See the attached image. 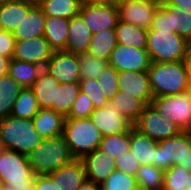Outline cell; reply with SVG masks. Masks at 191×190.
Listing matches in <instances>:
<instances>
[{
	"label": "cell",
	"mask_w": 191,
	"mask_h": 190,
	"mask_svg": "<svg viewBox=\"0 0 191 190\" xmlns=\"http://www.w3.org/2000/svg\"><path fill=\"white\" fill-rule=\"evenodd\" d=\"M148 72L150 89L154 98L177 95L191 89L186 61L151 62Z\"/></svg>",
	"instance_id": "obj_1"
},
{
	"label": "cell",
	"mask_w": 191,
	"mask_h": 190,
	"mask_svg": "<svg viewBox=\"0 0 191 190\" xmlns=\"http://www.w3.org/2000/svg\"><path fill=\"white\" fill-rule=\"evenodd\" d=\"M44 138L35 130L32 119L7 116L0 119V147L27 156Z\"/></svg>",
	"instance_id": "obj_2"
},
{
	"label": "cell",
	"mask_w": 191,
	"mask_h": 190,
	"mask_svg": "<svg viewBox=\"0 0 191 190\" xmlns=\"http://www.w3.org/2000/svg\"><path fill=\"white\" fill-rule=\"evenodd\" d=\"M27 158L36 175L49 174L75 159L63 135L44 139Z\"/></svg>",
	"instance_id": "obj_3"
},
{
	"label": "cell",
	"mask_w": 191,
	"mask_h": 190,
	"mask_svg": "<svg viewBox=\"0 0 191 190\" xmlns=\"http://www.w3.org/2000/svg\"><path fill=\"white\" fill-rule=\"evenodd\" d=\"M63 137L72 155L81 159L84 155L99 148L103 135L89 118H65Z\"/></svg>",
	"instance_id": "obj_4"
},
{
	"label": "cell",
	"mask_w": 191,
	"mask_h": 190,
	"mask_svg": "<svg viewBox=\"0 0 191 190\" xmlns=\"http://www.w3.org/2000/svg\"><path fill=\"white\" fill-rule=\"evenodd\" d=\"M147 52L151 62L170 63L186 61L189 48L187 40L177 33L148 29Z\"/></svg>",
	"instance_id": "obj_5"
},
{
	"label": "cell",
	"mask_w": 191,
	"mask_h": 190,
	"mask_svg": "<svg viewBox=\"0 0 191 190\" xmlns=\"http://www.w3.org/2000/svg\"><path fill=\"white\" fill-rule=\"evenodd\" d=\"M174 165L191 171V142L185 131L158 141L156 167L166 171Z\"/></svg>",
	"instance_id": "obj_6"
},
{
	"label": "cell",
	"mask_w": 191,
	"mask_h": 190,
	"mask_svg": "<svg viewBox=\"0 0 191 190\" xmlns=\"http://www.w3.org/2000/svg\"><path fill=\"white\" fill-rule=\"evenodd\" d=\"M150 105L183 131L191 125V89L177 95L155 97Z\"/></svg>",
	"instance_id": "obj_7"
},
{
	"label": "cell",
	"mask_w": 191,
	"mask_h": 190,
	"mask_svg": "<svg viewBox=\"0 0 191 190\" xmlns=\"http://www.w3.org/2000/svg\"><path fill=\"white\" fill-rule=\"evenodd\" d=\"M133 126L141 134L156 141L172 138L183 131L174 122L159 115L150 104L145 106Z\"/></svg>",
	"instance_id": "obj_8"
},
{
	"label": "cell",
	"mask_w": 191,
	"mask_h": 190,
	"mask_svg": "<svg viewBox=\"0 0 191 190\" xmlns=\"http://www.w3.org/2000/svg\"><path fill=\"white\" fill-rule=\"evenodd\" d=\"M27 156L0 147V180L3 183L35 182Z\"/></svg>",
	"instance_id": "obj_9"
},
{
	"label": "cell",
	"mask_w": 191,
	"mask_h": 190,
	"mask_svg": "<svg viewBox=\"0 0 191 190\" xmlns=\"http://www.w3.org/2000/svg\"><path fill=\"white\" fill-rule=\"evenodd\" d=\"M160 5L156 0H120L116 6L119 20L149 29Z\"/></svg>",
	"instance_id": "obj_10"
},
{
	"label": "cell",
	"mask_w": 191,
	"mask_h": 190,
	"mask_svg": "<svg viewBox=\"0 0 191 190\" xmlns=\"http://www.w3.org/2000/svg\"><path fill=\"white\" fill-rule=\"evenodd\" d=\"M116 71H148L151 59L146 49L117 44L108 60Z\"/></svg>",
	"instance_id": "obj_11"
},
{
	"label": "cell",
	"mask_w": 191,
	"mask_h": 190,
	"mask_svg": "<svg viewBox=\"0 0 191 190\" xmlns=\"http://www.w3.org/2000/svg\"><path fill=\"white\" fill-rule=\"evenodd\" d=\"M44 69L60 84L79 83L81 80L78 54L65 50L54 51Z\"/></svg>",
	"instance_id": "obj_12"
},
{
	"label": "cell",
	"mask_w": 191,
	"mask_h": 190,
	"mask_svg": "<svg viewBox=\"0 0 191 190\" xmlns=\"http://www.w3.org/2000/svg\"><path fill=\"white\" fill-rule=\"evenodd\" d=\"M79 15L83 18L92 34L106 29H115L119 16L116 5H93L82 3Z\"/></svg>",
	"instance_id": "obj_13"
},
{
	"label": "cell",
	"mask_w": 191,
	"mask_h": 190,
	"mask_svg": "<svg viewBox=\"0 0 191 190\" xmlns=\"http://www.w3.org/2000/svg\"><path fill=\"white\" fill-rule=\"evenodd\" d=\"M90 119L103 137L125 133L133 127V123L124 117L118 108L110 102L103 108L94 109Z\"/></svg>",
	"instance_id": "obj_14"
},
{
	"label": "cell",
	"mask_w": 191,
	"mask_h": 190,
	"mask_svg": "<svg viewBox=\"0 0 191 190\" xmlns=\"http://www.w3.org/2000/svg\"><path fill=\"white\" fill-rule=\"evenodd\" d=\"M53 52L54 50L50 47V44L44 36L25 40H15L12 59L38 64L45 68Z\"/></svg>",
	"instance_id": "obj_15"
},
{
	"label": "cell",
	"mask_w": 191,
	"mask_h": 190,
	"mask_svg": "<svg viewBox=\"0 0 191 190\" xmlns=\"http://www.w3.org/2000/svg\"><path fill=\"white\" fill-rule=\"evenodd\" d=\"M118 87L120 91L140 99L145 105H149L154 98L148 71L118 72Z\"/></svg>",
	"instance_id": "obj_16"
},
{
	"label": "cell",
	"mask_w": 191,
	"mask_h": 190,
	"mask_svg": "<svg viewBox=\"0 0 191 190\" xmlns=\"http://www.w3.org/2000/svg\"><path fill=\"white\" fill-rule=\"evenodd\" d=\"M87 180L101 184L116 170L115 161L102 150L97 148L81 158Z\"/></svg>",
	"instance_id": "obj_17"
},
{
	"label": "cell",
	"mask_w": 191,
	"mask_h": 190,
	"mask_svg": "<svg viewBox=\"0 0 191 190\" xmlns=\"http://www.w3.org/2000/svg\"><path fill=\"white\" fill-rule=\"evenodd\" d=\"M59 190H77L87 179L81 159H74L60 169L47 174Z\"/></svg>",
	"instance_id": "obj_18"
},
{
	"label": "cell",
	"mask_w": 191,
	"mask_h": 190,
	"mask_svg": "<svg viewBox=\"0 0 191 190\" xmlns=\"http://www.w3.org/2000/svg\"><path fill=\"white\" fill-rule=\"evenodd\" d=\"M92 33L80 15L70 19L65 51L80 54L88 52Z\"/></svg>",
	"instance_id": "obj_19"
},
{
	"label": "cell",
	"mask_w": 191,
	"mask_h": 190,
	"mask_svg": "<svg viewBox=\"0 0 191 190\" xmlns=\"http://www.w3.org/2000/svg\"><path fill=\"white\" fill-rule=\"evenodd\" d=\"M46 16L39 6H34L24 16L21 23L14 28L12 35L15 40H25L44 36Z\"/></svg>",
	"instance_id": "obj_20"
},
{
	"label": "cell",
	"mask_w": 191,
	"mask_h": 190,
	"mask_svg": "<svg viewBox=\"0 0 191 190\" xmlns=\"http://www.w3.org/2000/svg\"><path fill=\"white\" fill-rule=\"evenodd\" d=\"M65 117L53 109H40L32 118L35 130L44 138L63 135Z\"/></svg>",
	"instance_id": "obj_21"
},
{
	"label": "cell",
	"mask_w": 191,
	"mask_h": 190,
	"mask_svg": "<svg viewBox=\"0 0 191 190\" xmlns=\"http://www.w3.org/2000/svg\"><path fill=\"white\" fill-rule=\"evenodd\" d=\"M33 7L26 0L0 4V29L12 32Z\"/></svg>",
	"instance_id": "obj_22"
},
{
	"label": "cell",
	"mask_w": 191,
	"mask_h": 190,
	"mask_svg": "<svg viewBox=\"0 0 191 190\" xmlns=\"http://www.w3.org/2000/svg\"><path fill=\"white\" fill-rule=\"evenodd\" d=\"M158 141L141 134L138 130L131 128L130 150L134 153L141 165L156 166V148Z\"/></svg>",
	"instance_id": "obj_23"
},
{
	"label": "cell",
	"mask_w": 191,
	"mask_h": 190,
	"mask_svg": "<svg viewBox=\"0 0 191 190\" xmlns=\"http://www.w3.org/2000/svg\"><path fill=\"white\" fill-rule=\"evenodd\" d=\"M60 83L43 69L31 89L34 91L40 109H53L56 90Z\"/></svg>",
	"instance_id": "obj_24"
},
{
	"label": "cell",
	"mask_w": 191,
	"mask_h": 190,
	"mask_svg": "<svg viewBox=\"0 0 191 190\" xmlns=\"http://www.w3.org/2000/svg\"><path fill=\"white\" fill-rule=\"evenodd\" d=\"M70 19L46 16L44 38L54 51L65 50Z\"/></svg>",
	"instance_id": "obj_25"
},
{
	"label": "cell",
	"mask_w": 191,
	"mask_h": 190,
	"mask_svg": "<svg viewBox=\"0 0 191 190\" xmlns=\"http://www.w3.org/2000/svg\"><path fill=\"white\" fill-rule=\"evenodd\" d=\"M147 31L148 29L143 27L118 20L117 26L115 27L117 44L146 49Z\"/></svg>",
	"instance_id": "obj_26"
},
{
	"label": "cell",
	"mask_w": 191,
	"mask_h": 190,
	"mask_svg": "<svg viewBox=\"0 0 191 190\" xmlns=\"http://www.w3.org/2000/svg\"><path fill=\"white\" fill-rule=\"evenodd\" d=\"M43 69L38 64L11 59L8 75L15 79L23 88H31Z\"/></svg>",
	"instance_id": "obj_27"
},
{
	"label": "cell",
	"mask_w": 191,
	"mask_h": 190,
	"mask_svg": "<svg viewBox=\"0 0 191 190\" xmlns=\"http://www.w3.org/2000/svg\"><path fill=\"white\" fill-rule=\"evenodd\" d=\"M23 87L8 74L0 76V119L11 115L14 103Z\"/></svg>",
	"instance_id": "obj_28"
},
{
	"label": "cell",
	"mask_w": 191,
	"mask_h": 190,
	"mask_svg": "<svg viewBox=\"0 0 191 190\" xmlns=\"http://www.w3.org/2000/svg\"><path fill=\"white\" fill-rule=\"evenodd\" d=\"M117 46L115 29H106L92 34L88 53L94 57L109 60L114 48Z\"/></svg>",
	"instance_id": "obj_29"
},
{
	"label": "cell",
	"mask_w": 191,
	"mask_h": 190,
	"mask_svg": "<svg viewBox=\"0 0 191 190\" xmlns=\"http://www.w3.org/2000/svg\"><path fill=\"white\" fill-rule=\"evenodd\" d=\"M110 103L116 106L122 115L133 124L139 119V116L146 106L140 99L120 90L115 93Z\"/></svg>",
	"instance_id": "obj_30"
},
{
	"label": "cell",
	"mask_w": 191,
	"mask_h": 190,
	"mask_svg": "<svg viewBox=\"0 0 191 190\" xmlns=\"http://www.w3.org/2000/svg\"><path fill=\"white\" fill-rule=\"evenodd\" d=\"M81 4L78 0H47L39 7L45 16L71 19L79 15Z\"/></svg>",
	"instance_id": "obj_31"
},
{
	"label": "cell",
	"mask_w": 191,
	"mask_h": 190,
	"mask_svg": "<svg viewBox=\"0 0 191 190\" xmlns=\"http://www.w3.org/2000/svg\"><path fill=\"white\" fill-rule=\"evenodd\" d=\"M165 170L154 165H140L135 177L143 190H163Z\"/></svg>",
	"instance_id": "obj_32"
},
{
	"label": "cell",
	"mask_w": 191,
	"mask_h": 190,
	"mask_svg": "<svg viewBox=\"0 0 191 190\" xmlns=\"http://www.w3.org/2000/svg\"><path fill=\"white\" fill-rule=\"evenodd\" d=\"M40 110L34 91L31 88H23L18 95L12 116L32 119Z\"/></svg>",
	"instance_id": "obj_33"
},
{
	"label": "cell",
	"mask_w": 191,
	"mask_h": 190,
	"mask_svg": "<svg viewBox=\"0 0 191 190\" xmlns=\"http://www.w3.org/2000/svg\"><path fill=\"white\" fill-rule=\"evenodd\" d=\"M80 93L79 83H64L56 90L55 101L53 102V110L61 113L66 117Z\"/></svg>",
	"instance_id": "obj_34"
},
{
	"label": "cell",
	"mask_w": 191,
	"mask_h": 190,
	"mask_svg": "<svg viewBox=\"0 0 191 190\" xmlns=\"http://www.w3.org/2000/svg\"><path fill=\"white\" fill-rule=\"evenodd\" d=\"M131 129L125 133L104 136L99 149L113 159L130 150Z\"/></svg>",
	"instance_id": "obj_35"
},
{
	"label": "cell",
	"mask_w": 191,
	"mask_h": 190,
	"mask_svg": "<svg viewBox=\"0 0 191 190\" xmlns=\"http://www.w3.org/2000/svg\"><path fill=\"white\" fill-rule=\"evenodd\" d=\"M81 80L97 79L98 76L109 66L107 60L94 57L88 52L78 54Z\"/></svg>",
	"instance_id": "obj_36"
},
{
	"label": "cell",
	"mask_w": 191,
	"mask_h": 190,
	"mask_svg": "<svg viewBox=\"0 0 191 190\" xmlns=\"http://www.w3.org/2000/svg\"><path fill=\"white\" fill-rule=\"evenodd\" d=\"M170 12L171 33L186 40L191 35V12L175 6H164Z\"/></svg>",
	"instance_id": "obj_37"
},
{
	"label": "cell",
	"mask_w": 191,
	"mask_h": 190,
	"mask_svg": "<svg viewBox=\"0 0 191 190\" xmlns=\"http://www.w3.org/2000/svg\"><path fill=\"white\" fill-rule=\"evenodd\" d=\"M100 185L102 190H133L138 187L135 176L119 170L113 171Z\"/></svg>",
	"instance_id": "obj_38"
},
{
	"label": "cell",
	"mask_w": 191,
	"mask_h": 190,
	"mask_svg": "<svg viewBox=\"0 0 191 190\" xmlns=\"http://www.w3.org/2000/svg\"><path fill=\"white\" fill-rule=\"evenodd\" d=\"M189 170L174 165L165 171L163 190H185Z\"/></svg>",
	"instance_id": "obj_39"
},
{
	"label": "cell",
	"mask_w": 191,
	"mask_h": 190,
	"mask_svg": "<svg viewBox=\"0 0 191 190\" xmlns=\"http://www.w3.org/2000/svg\"><path fill=\"white\" fill-rule=\"evenodd\" d=\"M80 91L87 94L93 105L94 109L103 108L109 101L105 98L103 89L98 83L97 79H86L79 81Z\"/></svg>",
	"instance_id": "obj_40"
},
{
	"label": "cell",
	"mask_w": 191,
	"mask_h": 190,
	"mask_svg": "<svg viewBox=\"0 0 191 190\" xmlns=\"http://www.w3.org/2000/svg\"><path fill=\"white\" fill-rule=\"evenodd\" d=\"M98 83L103 89L105 98L110 102L112 97L119 91L118 71L112 66H108L97 78Z\"/></svg>",
	"instance_id": "obj_41"
},
{
	"label": "cell",
	"mask_w": 191,
	"mask_h": 190,
	"mask_svg": "<svg viewBox=\"0 0 191 190\" xmlns=\"http://www.w3.org/2000/svg\"><path fill=\"white\" fill-rule=\"evenodd\" d=\"M94 111V105L90 97L81 92L73 102L69 114L65 118H89Z\"/></svg>",
	"instance_id": "obj_42"
},
{
	"label": "cell",
	"mask_w": 191,
	"mask_h": 190,
	"mask_svg": "<svg viewBox=\"0 0 191 190\" xmlns=\"http://www.w3.org/2000/svg\"><path fill=\"white\" fill-rule=\"evenodd\" d=\"M114 161L116 170L133 176H135L137 169L141 165L131 150L117 156Z\"/></svg>",
	"instance_id": "obj_43"
},
{
	"label": "cell",
	"mask_w": 191,
	"mask_h": 190,
	"mask_svg": "<svg viewBox=\"0 0 191 190\" xmlns=\"http://www.w3.org/2000/svg\"><path fill=\"white\" fill-rule=\"evenodd\" d=\"M149 29L171 32L170 12L162 4L158 7Z\"/></svg>",
	"instance_id": "obj_44"
},
{
	"label": "cell",
	"mask_w": 191,
	"mask_h": 190,
	"mask_svg": "<svg viewBox=\"0 0 191 190\" xmlns=\"http://www.w3.org/2000/svg\"><path fill=\"white\" fill-rule=\"evenodd\" d=\"M15 48V38L12 32L0 29V55L12 59Z\"/></svg>",
	"instance_id": "obj_45"
},
{
	"label": "cell",
	"mask_w": 191,
	"mask_h": 190,
	"mask_svg": "<svg viewBox=\"0 0 191 190\" xmlns=\"http://www.w3.org/2000/svg\"><path fill=\"white\" fill-rule=\"evenodd\" d=\"M33 190H59L53 180L47 175H36Z\"/></svg>",
	"instance_id": "obj_46"
},
{
	"label": "cell",
	"mask_w": 191,
	"mask_h": 190,
	"mask_svg": "<svg viewBox=\"0 0 191 190\" xmlns=\"http://www.w3.org/2000/svg\"><path fill=\"white\" fill-rule=\"evenodd\" d=\"M3 185V190H33L34 182H12Z\"/></svg>",
	"instance_id": "obj_47"
},
{
	"label": "cell",
	"mask_w": 191,
	"mask_h": 190,
	"mask_svg": "<svg viewBox=\"0 0 191 190\" xmlns=\"http://www.w3.org/2000/svg\"><path fill=\"white\" fill-rule=\"evenodd\" d=\"M163 6H175L191 12V0H163Z\"/></svg>",
	"instance_id": "obj_48"
},
{
	"label": "cell",
	"mask_w": 191,
	"mask_h": 190,
	"mask_svg": "<svg viewBox=\"0 0 191 190\" xmlns=\"http://www.w3.org/2000/svg\"><path fill=\"white\" fill-rule=\"evenodd\" d=\"M77 190H102V189L100 184L86 179Z\"/></svg>",
	"instance_id": "obj_49"
},
{
	"label": "cell",
	"mask_w": 191,
	"mask_h": 190,
	"mask_svg": "<svg viewBox=\"0 0 191 190\" xmlns=\"http://www.w3.org/2000/svg\"><path fill=\"white\" fill-rule=\"evenodd\" d=\"M10 58L0 55V76L8 74Z\"/></svg>",
	"instance_id": "obj_50"
},
{
	"label": "cell",
	"mask_w": 191,
	"mask_h": 190,
	"mask_svg": "<svg viewBox=\"0 0 191 190\" xmlns=\"http://www.w3.org/2000/svg\"><path fill=\"white\" fill-rule=\"evenodd\" d=\"M120 0H88L93 5H117Z\"/></svg>",
	"instance_id": "obj_51"
},
{
	"label": "cell",
	"mask_w": 191,
	"mask_h": 190,
	"mask_svg": "<svg viewBox=\"0 0 191 190\" xmlns=\"http://www.w3.org/2000/svg\"><path fill=\"white\" fill-rule=\"evenodd\" d=\"M186 63L189 70V81H190V87H191V50L188 52V56L186 58Z\"/></svg>",
	"instance_id": "obj_52"
},
{
	"label": "cell",
	"mask_w": 191,
	"mask_h": 190,
	"mask_svg": "<svg viewBox=\"0 0 191 190\" xmlns=\"http://www.w3.org/2000/svg\"><path fill=\"white\" fill-rule=\"evenodd\" d=\"M185 190H191V171L187 176V181L185 183Z\"/></svg>",
	"instance_id": "obj_53"
},
{
	"label": "cell",
	"mask_w": 191,
	"mask_h": 190,
	"mask_svg": "<svg viewBox=\"0 0 191 190\" xmlns=\"http://www.w3.org/2000/svg\"><path fill=\"white\" fill-rule=\"evenodd\" d=\"M33 6H40L43 2L47 0H26Z\"/></svg>",
	"instance_id": "obj_54"
},
{
	"label": "cell",
	"mask_w": 191,
	"mask_h": 190,
	"mask_svg": "<svg viewBox=\"0 0 191 190\" xmlns=\"http://www.w3.org/2000/svg\"><path fill=\"white\" fill-rule=\"evenodd\" d=\"M191 142V125L185 130Z\"/></svg>",
	"instance_id": "obj_55"
},
{
	"label": "cell",
	"mask_w": 191,
	"mask_h": 190,
	"mask_svg": "<svg viewBox=\"0 0 191 190\" xmlns=\"http://www.w3.org/2000/svg\"><path fill=\"white\" fill-rule=\"evenodd\" d=\"M187 44H188L189 50H191V35H190V37L187 39Z\"/></svg>",
	"instance_id": "obj_56"
},
{
	"label": "cell",
	"mask_w": 191,
	"mask_h": 190,
	"mask_svg": "<svg viewBox=\"0 0 191 190\" xmlns=\"http://www.w3.org/2000/svg\"><path fill=\"white\" fill-rule=\"evenodd\" d=\"M11 1H15V0H0V4H2V3H7V2H11Z\"/></svg>",
	"instance_id": "obj_57"
},
{
	"label": "cell",
	"mask_w": 191,
	"mask_h": 190,
	"mask_svg": "<svg viewBox=\"0 0 191 190\" xmlns=\"http://www.w3.org/2000/svg\"><path fill=\"white\" fill-rule=\"evenodd\" d=\"M80 3H86L88 4V0H78Z\"/></svg>",
	"instance_id": "obj_58"
},
{
	"label": "cell",
	"mask_w": 191,
	"mask_h": 190,
	"mask_svg": "<svg viewBox=\"0 0 191 190\" xmlns=\"http://www.w3.org/2000/svg\"><path fill=\"white\" fill-rule=\"evenodd\" d=\"M3 187H4L3 182L0 180V190H3Z\"/></svg>",
	"instance_id": "obj_59"
},
{
	"label": "cell",
	"mask_w": 191,
	"mask_h": 190,
	"mask_svg": "<svg viewBox=\"0 0 191 190\" xmlns=\"http://www.w3.org/2000/svg\"><path fill=\"white\" fill-rule=\"evenodd\" d=\"M133 190H143V189L138 186V187L134 188Z\"/></svg>",
	"instance_id": "obj_60"
}]
</instances>
